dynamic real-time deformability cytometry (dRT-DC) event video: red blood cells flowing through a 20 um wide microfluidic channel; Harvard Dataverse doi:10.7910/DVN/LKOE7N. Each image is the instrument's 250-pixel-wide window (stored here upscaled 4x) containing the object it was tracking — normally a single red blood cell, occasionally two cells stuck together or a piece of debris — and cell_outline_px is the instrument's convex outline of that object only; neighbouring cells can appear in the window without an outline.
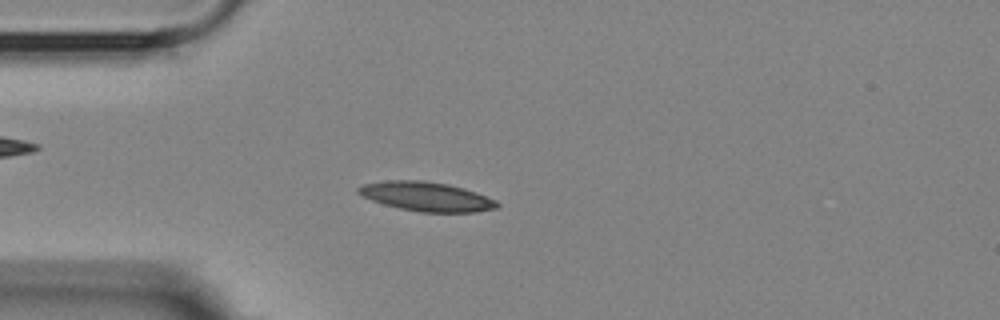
{"species": "Egyptian fruit bat (a non-hibernating species)", "species_latin": "Rousettus aegyptiacus", "temperature_condition": "room temperature", "stored_images_in_passage": 4, "camera_frame_rate_fps": 3000, "um_per_image_px": 0.085, "animal": {"sex": "female"}, "frame": {"image": 1, "passage_image": 4, "time_ms": 3.333, "image_size_px": [1000, 320], "cell_outline_px": [[500, 204], [496, 208], [476, 212], [420, 212], [400, 208], [384, 204], [372, 200], [356, 192], [356, 188], [364, 184], [384, 180], [424, 180], [448, 184], [464, 188], [476, 192], [496, 200]], "centroid_in_image_um": [36.25, 16.7], "position_along_channel_um": 48.7, "area_um2": 23.64}}